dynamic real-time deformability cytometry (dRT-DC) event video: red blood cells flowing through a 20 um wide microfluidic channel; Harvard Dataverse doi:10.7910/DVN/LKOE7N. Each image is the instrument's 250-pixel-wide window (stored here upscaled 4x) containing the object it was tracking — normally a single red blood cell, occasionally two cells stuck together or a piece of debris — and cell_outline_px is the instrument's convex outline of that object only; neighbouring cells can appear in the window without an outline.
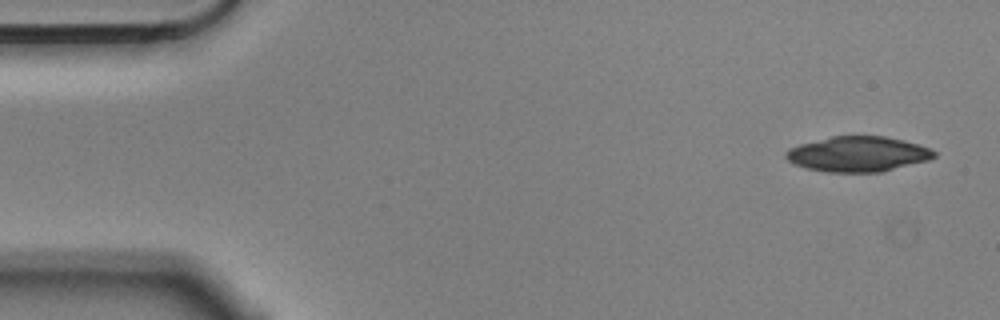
{"species": "Egyptian fruit bat (a non-hibernating species)", "species_latin": "Rousettus aegyptiacus", "temperature_condition": "cold", "stored_images_in_passage": 13, "segment_of_instrument_passage": [1, 2], "camera_frame_rate_fps": 3000, "um_per_image_px": 0.085, "animal": {"sex": "male"}, "frame": {"image": 1, "passage_image": 1, "time_ms": 0.0, "image_size_px": [1000, 320], "cell_outline_px": [[936, 156], [928, 160], [884, 172], [828, 172], [808, 168], [796, 164], [788, 160], [784, 156], [784, 152], [788, 148], [800, 144], [832, 136], [884, 136], [904, 140], [932, 148], [936, 152]], "centroid_in_image_um": [72.95, 13.09], "position_along_channel_um": 12.0, "area_um2": 30.52}}